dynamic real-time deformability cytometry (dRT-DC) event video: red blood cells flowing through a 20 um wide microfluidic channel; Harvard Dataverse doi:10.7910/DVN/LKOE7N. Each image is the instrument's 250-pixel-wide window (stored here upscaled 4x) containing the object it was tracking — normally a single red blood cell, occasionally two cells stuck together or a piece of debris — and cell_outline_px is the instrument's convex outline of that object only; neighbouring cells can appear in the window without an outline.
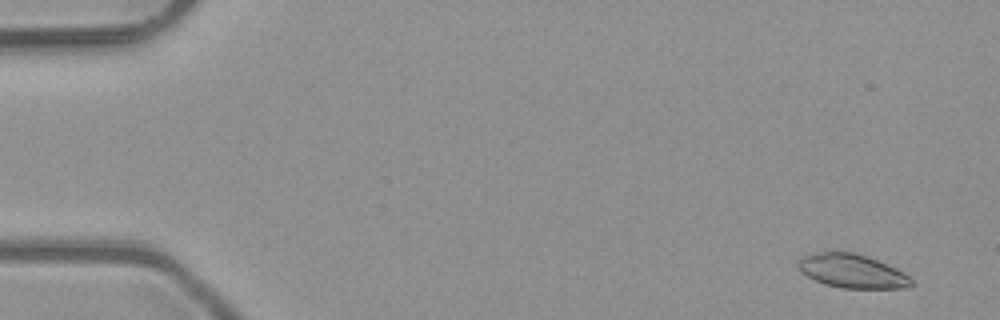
{"species": "common noctule bat (a hibernating species)", "species_latin": "Nyctalus noctula", "temperature_condition": "room temperature", "stored_images_in_passage": 5, "camera_frame_rate_fps": 3000, "um_per_image_px": 0.085, "animal": {"sex": "male", "body_mass_g": 23.1, "forearm_length_mm": 52.7}, "frame": {"image": 1, "passage_image": 1, "time_ms": 0.0, "image_size_px": [1000, 320], "cell_outline_px": [[916, 284], [908, 288], [840, 288], [824, 284], [808, 276], [796, 264], [804, 256], [820, 252], [852, 252], [868, 256], [888, 264], [904, 272]], "centroid_in_image_um": [72.5, 23.05], "position_along_channel_um": 12.5, "area_um2": 22.2}}